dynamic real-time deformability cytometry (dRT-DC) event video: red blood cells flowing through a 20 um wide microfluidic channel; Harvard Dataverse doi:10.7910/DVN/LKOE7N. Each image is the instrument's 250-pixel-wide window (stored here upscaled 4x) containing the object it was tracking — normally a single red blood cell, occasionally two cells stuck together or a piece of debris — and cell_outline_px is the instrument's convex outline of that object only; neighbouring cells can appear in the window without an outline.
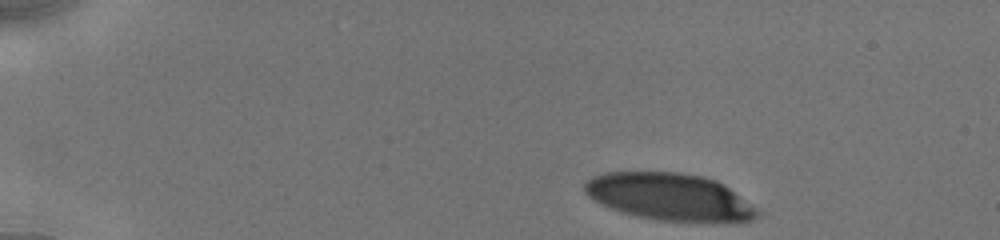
{"species": "human", "species_latin": "Homo sapiens", "temperature_condition": "cold", "stored_images_in_passage": 17, "camera_frame_rate_fps": 3000, "um_per_image_px": 0.085, "donor": {"sex": "male"}, "frame": {"image": 1, "passage_image": 1, "time_ms": 0.0, "image_size_px": [1000, 240], "cell_outline_px": [[764, 212], [760, 216], [752, 220], [660, 220], [620, 212], [600, 204], [588, 196], [584, 192], [584, 180], [592, 176], [604, 172], [680, 172], [704, 176], [716, 180], [724, 184]], "centroid_in_image_um": [56.89, 16.7], "position_along_channel_um": 28.1, "area_um2": 47.28}}
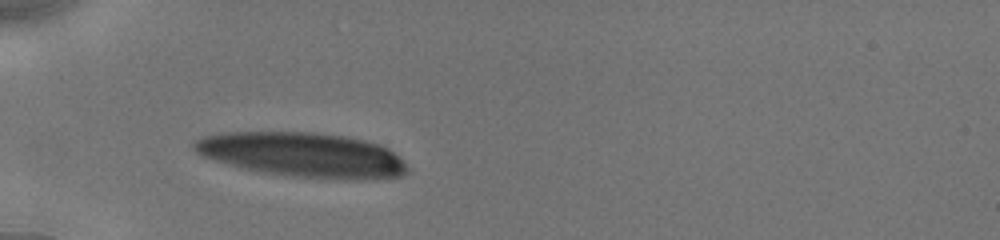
{"frame": {"image": 2, "passage_image": 9, "time_ms": 3.0, "image_size_px": [1000, 240], "cell_outline_px": [[404, 172], [400, 176], [364, 180], [296, 176], [264, 172], [244, 168], [200, 156], [192, 148], [192, 144], [200, 136], [216, 132], [312, 132], [344, 136], [364, 140], [380, 144], [388, 148], [404, 164]], "centroid_in_image_um": [25.63, 13.13], "position_along_channel_um": 59.4, "area_um2": 54.91}}
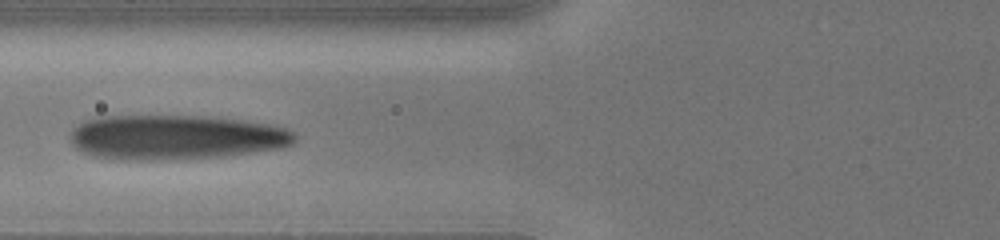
{"frame": {"image": 3, "passage_image": 16, "time_ms": 4.667, "image_size_px": [1000, 240], "cell_outline_px": [[296, 140], [292, 144], [284, 148], [256, 152], [220, 156], [152, 160], [124, 160], [92, 156], [80, 152], [72, 144], [68, 136], [72, 128], [76, 124], [84, 120], [96, 116], [204, 116], [244, 120], [268, 124], [288, 128], [296, 132]], "centroid_in_image_um": [14.89, 11.66], "position_along_channel_um": 110.9, "area_um2": 59.19}}